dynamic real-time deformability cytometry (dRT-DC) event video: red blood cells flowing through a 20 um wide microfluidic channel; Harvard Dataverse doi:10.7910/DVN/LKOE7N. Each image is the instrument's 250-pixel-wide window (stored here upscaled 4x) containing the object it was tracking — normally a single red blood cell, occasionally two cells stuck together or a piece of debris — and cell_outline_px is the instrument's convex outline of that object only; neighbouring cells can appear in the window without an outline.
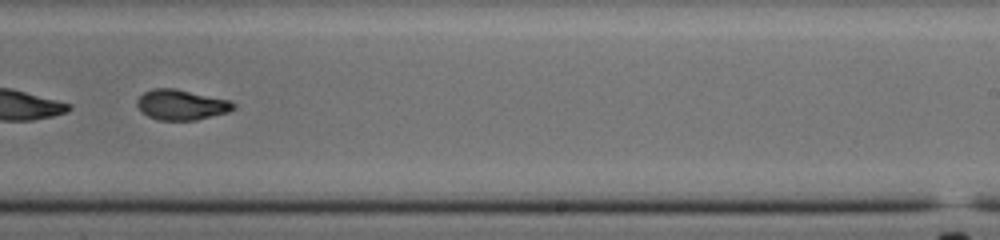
{"species": "common noctule bat (a hibernating species)", "species_latin": "Nyctalus noctula", "temperature_condition": "cold", "stored_images_in_passage": 50, "segment_of_instrument_passage": [2, 2], "camera_frame_rate_fps": 3000, "um_per_image_px": 0.085, "animal": {"sex": "male", "body_mass_g": 20.0, "forearm_length_mm": 53.3}, "frame": {"image": 1, "passage_image": 30, "time_ms": 9.667, "image_size_px": [1000, 240], "cell_outline_px": [[236, 108], [228, 112], [196, 120], [156, 120], [148, 116], [136, 104], [136, 100], [144, 92], [152, 88], [172, 88], [228, 100], [236, 104]], "centroid_in_image_um": [15.4, 8.91], "position_along_channel_um": 273.6, "area_um2": 16.82}}